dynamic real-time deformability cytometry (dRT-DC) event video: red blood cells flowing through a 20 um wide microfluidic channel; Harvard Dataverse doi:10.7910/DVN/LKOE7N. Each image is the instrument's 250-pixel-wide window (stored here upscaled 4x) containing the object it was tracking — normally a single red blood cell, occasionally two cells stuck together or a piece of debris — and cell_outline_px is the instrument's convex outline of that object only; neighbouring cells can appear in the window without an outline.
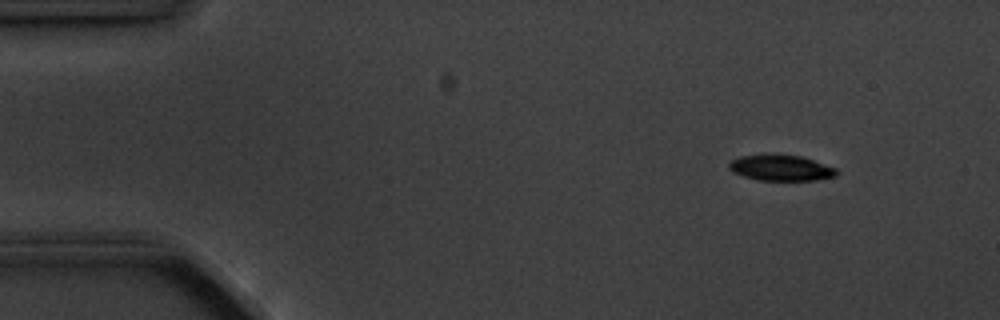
{"species": "common noctule bat (a hibernating species)", "species_latin": "Nyctalus noctula", "temperature_condition": "cold", "stored_images_in_passage": 4, "camera_frame_rate_fps": 3000, "um_per_image_px": 0.085, "animal": {"sex": "male", "body_mass_g": 20.1, "forearm_length_mm": 53.5}, "frame": {"image": 1, "passage_image": 1, "time_ms": 0.0, "image_size_px": [1000, 320], "cell_outline_px": [[840, 172], [836, 176], [816, 180], [756, 180], [732, 172], [728, 168], [728, 164], [732, 160], [740, 156], [772, 152], [800, 156], [836, 168]], "centroid_in_image_um": [66.35, 14.24], "position_along_channel_um": 18.7, "area_um2": 16.59}}
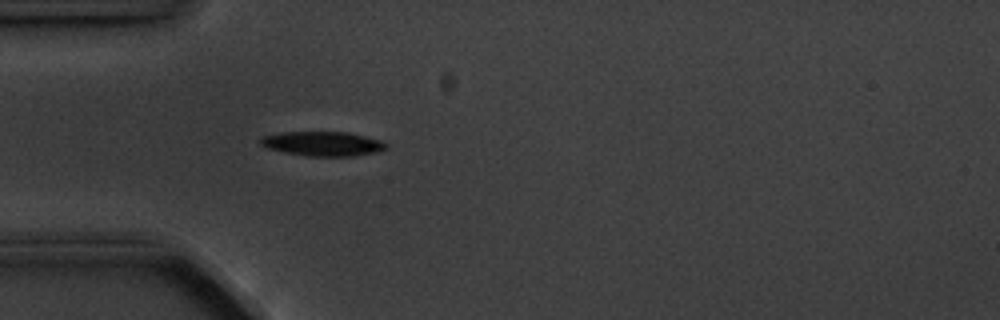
{"frame": {"image": 2, "passage_image": 4, "time_ms": 3.333, "image_size_px": [1000, 320], "cell_outline_px": [[388, 144], [384, 148], [376, 152], [352, 156], [308, 156], [268, 148], [260, 144], [260, 140], [264, 136], [280, 132], [348, 132], [380, 140]], "centroid_in_image_um": [27.43, 12.21], "position_along_channel_um": 57.6, "area_um2": 17.57}}